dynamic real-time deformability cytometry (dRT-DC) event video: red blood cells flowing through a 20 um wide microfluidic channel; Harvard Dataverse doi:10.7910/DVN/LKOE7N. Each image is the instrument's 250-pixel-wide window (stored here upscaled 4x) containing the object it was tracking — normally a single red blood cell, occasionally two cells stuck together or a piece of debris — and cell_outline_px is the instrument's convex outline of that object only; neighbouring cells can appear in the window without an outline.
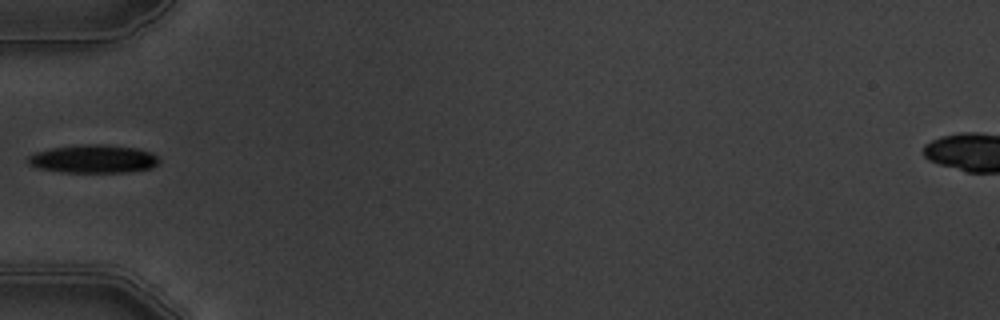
{"species": "common noctule bat (a hibernating species)", "species_latin": "Nyctalus noctula", "temperature_condition": "warm", "stored_images_in_passage": 1, "camera_frame_rate_fps": 3000, "um_per_image_px": 0.085, "animal": {"sex": "male", "body_mass_g": 19.5, "forearm_length_mm": 54.6}, "frame": {"image": 1, "passage_image": 1, "time_ms": 0.0, "image_size_px": [1000, 320], "cell_outline_px": [[160, 164], [152, 168], [124, 172], [64, 172], [40, 168], [28, 164], [28, 156], [36, 152], [52, 148], [84, 144], [100, 144], [136, 148], [152, 152], [160, 160]], "centroid_in_image_um": [7.98, 13.51], "position_along_channel_um": 77.0, "area_um2": 21.44}}